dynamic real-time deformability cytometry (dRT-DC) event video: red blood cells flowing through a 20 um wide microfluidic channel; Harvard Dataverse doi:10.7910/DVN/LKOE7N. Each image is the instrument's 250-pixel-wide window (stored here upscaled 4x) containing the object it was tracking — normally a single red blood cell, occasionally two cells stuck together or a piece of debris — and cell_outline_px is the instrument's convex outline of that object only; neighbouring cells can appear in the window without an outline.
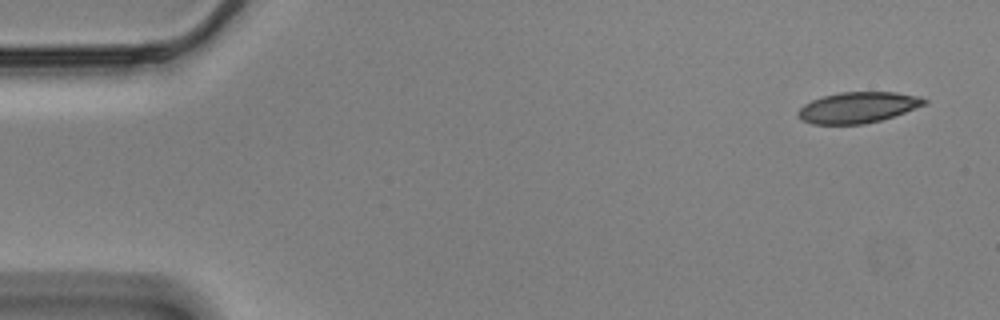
{"species": "Egyptian fruit bat (a non-hibernating species)", "species_latin": "Rousettus aegyptiacus", "temperature_condition": "cold", "stored_images_in_passage": 55, "camera_frame_rate_fps": 3000, "um_per_image_px": 0.085, "animal": {"sex": "male"}, "frame": {"image": 1, "passage_image": 1, "time_ms": 0.0, "image_size_px": [1000, 320], "cell_outline_px": [[928, 100], [924, 104], [904, 112], [880, 120], [864, 124], [812, 124], [800, 120], [796, 116], [796, 112], [804, 104], [812, 100], [824, 96], [840, 92], [892, 92], [916, 96]], "centroid_in_image_um": [72.83, 9.14], "position_along_channel_um": 12.2, "area_um2": 22.48}}
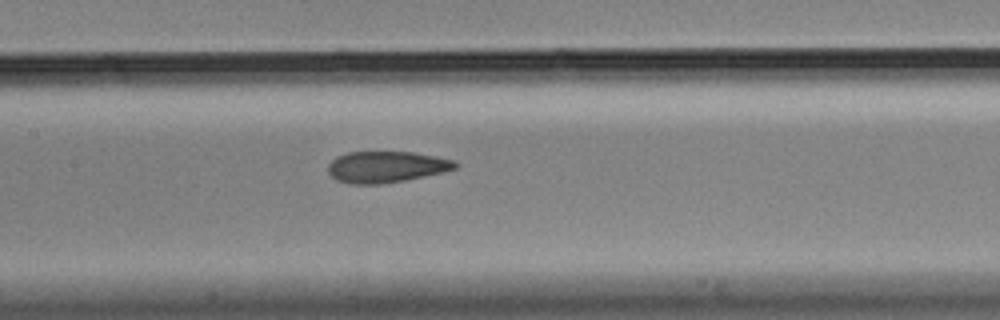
{"frame": {"image": 2, "passage_image": 25, "time_ms": 8.0, "image_size_px": [1000, 320], "cell_outline_px": [[460, 164], [456, 168], [444, 172], [404, 180], [380, 184], [348, 184], [336, 180], [328, 172], [328, 164], [336, 156], [348, 152], [412, 152], [436, 156], [456, 160]], "centroid_in_image_um": [32.84, 14.18], "position_along_channel_um": 174.6, "area_um2": 23.35}}
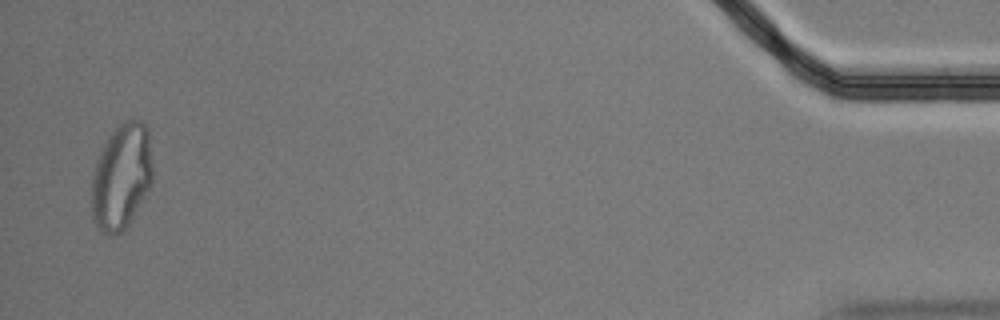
{"frame": {"image": 3, "passage_image": 54, "time_ms": 17.667, "image_size_px": [1000, 320], "cell_outline_px": [[152, 184], [128, 224], [120, 232], [100, 232], [92, 216], [92, 172], [100, 152], [108, 136], [124, 120], [140, 120], [148, 128], [152, 164]], "centroid_in_image_um": [10.33, 14.97], "position_along_channel_um": 424.9, "area_um2": 37.28}, "authors_computed_cell_mechanics": {"area_um2": 24.1026, "velocity_mm_per_s": 3.472, "shape_relaxation_time_tau1_ms": 7.8503, "shape_relaxation_time_tau2_ms": 1.5505, "deformation_change_tau1": 0.1832, "deformation_change_tau2": 0.0678}}